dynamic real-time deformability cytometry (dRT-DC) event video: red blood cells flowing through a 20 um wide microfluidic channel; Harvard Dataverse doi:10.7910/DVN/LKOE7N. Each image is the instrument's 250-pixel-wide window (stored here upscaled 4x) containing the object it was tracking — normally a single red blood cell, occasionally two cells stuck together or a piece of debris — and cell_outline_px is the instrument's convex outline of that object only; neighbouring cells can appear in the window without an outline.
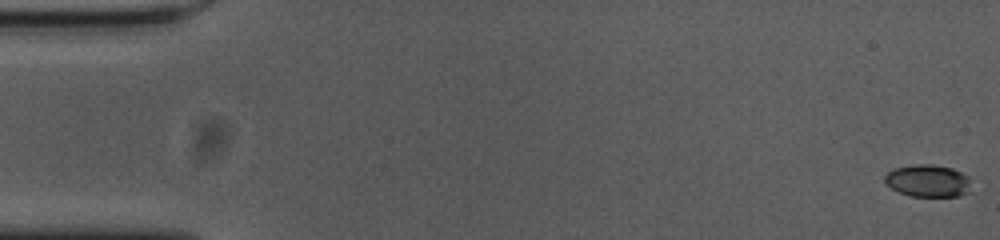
{"species": "common noctule bat (a hibernating species)", "species_latin": "Nyctalus noctula", "temperature_condition": "cold", "stored_images_in_passage": 56, "camera_frame_rate_fps": 3000, "um_per_image_px": 0.085, "animal": {"sex": "female", "body_mass_g": 23.0, "forearm_length_mm": 53.4}, "frame": {"image": 1, "passage_image": 1, "time_ms": 0.0, "image_size_px": [1000, 240], "cell_outline_px": [[968, 192], [960, 196], [912, 196], [900, 192], [892, 188], [884, 180], [884, 176], [892, 168], [912, 164], [932, 164], [952, 168], [968, 176]], "centroid_in_image_um": [78.84, 15.35], "position_along_channel_um": 6.2, "area_um2": 16.13}}
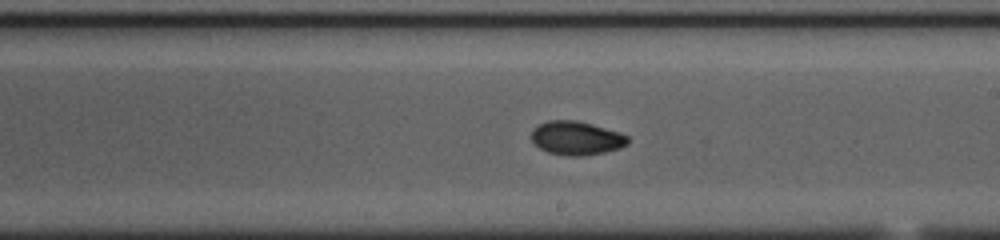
{"frame": {"image": 2, "passage_image": 32, "time_ms": 10.333, "image_size_px": [1000, 240], "cell_outline_px": [[628, 144], [620, 148], [604, 152], [580, 156], [568, 156], [548, 152], [540, 148], [532, 140], [532, 128], [548, 120], [576, 120], [592, 124], [620, 132], [628, 136]], "centroid_in_image_um": [49.0, 11.73], "position_along_channel_um": 240.0, "area_um2": 18.9}}
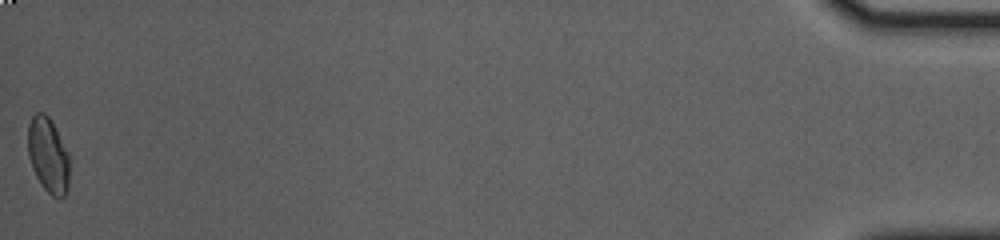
{"frame": {"image": 3, "passage_image": 56, "time_ms": 18.333, "image_size_px": [1000, 240], "cell_outline_px": [[68, 188], [64, 196], [52, 196], [40, 184], [32, 168], [28, 156], [28, 124], [32, 116], [36, 112], [44, 112], [48, 116], [68, 152]], "centroid_in_image_um": [4.07, 13.18], "position_along_channel_um": 431.1, "area_um2": 17.98}, "authors_computed_cell_mechanics": {"area_um2": 18.0625, "velocity_mm_per_s": 3.6719, "shape_relaxation_time_tau1_ms": 5.3889, "shape_relaxation_time_tau2_ms": 2.9465, "deformation_change_tau1": 0.1426, "deformation_change_tau2": 0.0555}}